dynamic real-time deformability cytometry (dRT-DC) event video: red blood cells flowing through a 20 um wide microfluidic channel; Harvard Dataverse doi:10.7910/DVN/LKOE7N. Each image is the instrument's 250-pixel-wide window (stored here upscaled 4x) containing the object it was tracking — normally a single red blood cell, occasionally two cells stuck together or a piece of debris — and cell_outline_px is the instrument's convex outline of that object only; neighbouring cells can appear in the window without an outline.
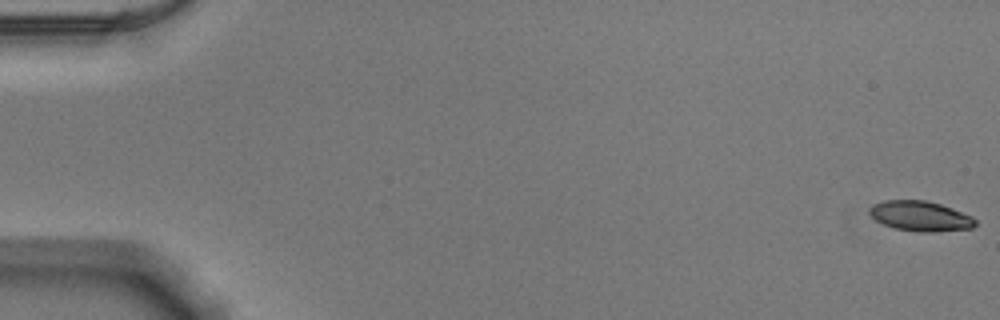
{"species": "Egyptian fruit bat (a non-hibernating species)", "species_latin": "Rousettus aegyptiacus", "temperature_condition": "warm", "stored_images_in_passage": 54, "camera_frame_rate_fps": 3000, "um_per_image_px": 0.085, "animal": {"sex": "male"}, "frame": {"image": 1, "passage_image": 1, "time_ms": 0.0, "image_size_px": [1000, 320], "cell_outline_px": [[976, 224], [972, 228], [932, 232], [920, 232], [896, 228], [884, 224], [876, 220], [868, 212], [872, 204], [884, 200], [924, 200], [940, 204], [952, 208], [972, 216], [976, 220]], "centroid_in_image_um": [78.23, 18.36], "position_along_channel_um": 6.8, "area_um2": 18.44}}
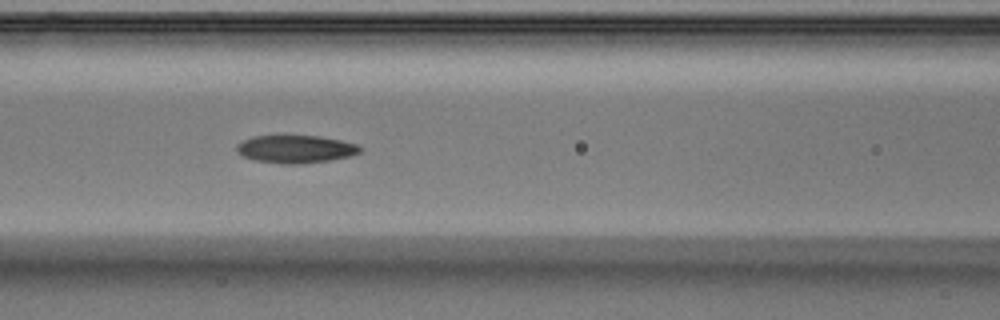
{"frame": {"image": 2, "passage_image": 24, "time_ms": 7.667, "image_size_px": [1000, 320], "cell_outline_px": [[364, 148], [360, 152], [352, 156], [304, 164], [280, 164], [256, 160], [244, 156], [236, 152], [236, 144], [252, 136], [320, 136], [360, 144]], "centroid_in_image_um": [25.17, 12.67], "position_along_channel_um": 141.4, "area_um2": 20.17}}
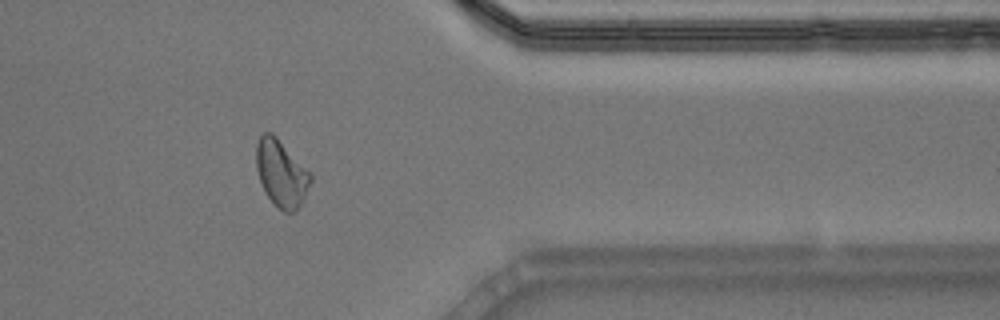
{"frame": {"image": 3, "passage_image": 44, "time_ms": 14.333, "image_size_px": [1000, 320], "cell_outline_px": [[312, 180], [300, 204], [292, 212], [284, 212], [264, 192], [256, 168], [256, 144], [260, 136], [264, 132], [272, 132], [312, 172]], "centroid_in_image_um": [23.91, 14.68], "position_along_channel_um": 387.5, "area_um2": 21.04}, "authors_computed_cell_mechanics": {"area_um2": 19.7676, "velocity_mm_per_s": 3.8868, "shape_relaxation_time_tau1_ms": null, "shape_relaxation_time_tau2_ms": 3.669, "deformation_change_tau1": null, "deformation_change_tau2": 0.1081}}